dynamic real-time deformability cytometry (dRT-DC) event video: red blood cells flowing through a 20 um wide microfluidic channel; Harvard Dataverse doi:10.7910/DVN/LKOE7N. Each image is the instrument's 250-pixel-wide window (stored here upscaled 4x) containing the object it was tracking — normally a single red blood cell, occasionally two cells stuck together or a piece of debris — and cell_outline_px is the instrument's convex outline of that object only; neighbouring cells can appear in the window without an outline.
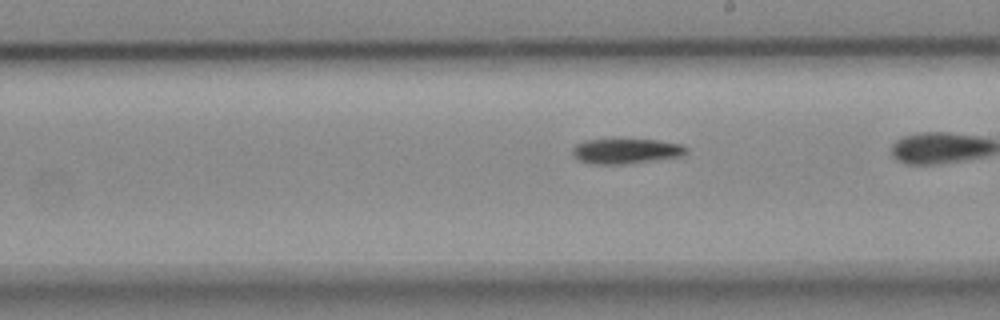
{"species": "common noctule bat (a hibernating species)", "species_latin": "Nyctalus noctula", "temperature_condition": "cold", "stored_images_in_passage": 18, "camera_frame_rate_fps": 3000, "um_per_image_px": 0.085, "animal": {"sex": "female", "body_mass_g": 18.4}, "frame": {"image": 1, "passage_image": 13, "time_ms": 4.0, "image_size_px": [1000, 320], "cell_outline_px": [[688, 152], [680, 156], [620, 164], [592, 164], [580, 160], [572, 156], [572, 148], [576, 144], [584, 140], [612, 136], [656, 140], [680, 144], [688, 148]], "centroid_in_image_um": [53.12, 12.78], "position_along_channel_um": 235.9, "area_um2": 17.34}}